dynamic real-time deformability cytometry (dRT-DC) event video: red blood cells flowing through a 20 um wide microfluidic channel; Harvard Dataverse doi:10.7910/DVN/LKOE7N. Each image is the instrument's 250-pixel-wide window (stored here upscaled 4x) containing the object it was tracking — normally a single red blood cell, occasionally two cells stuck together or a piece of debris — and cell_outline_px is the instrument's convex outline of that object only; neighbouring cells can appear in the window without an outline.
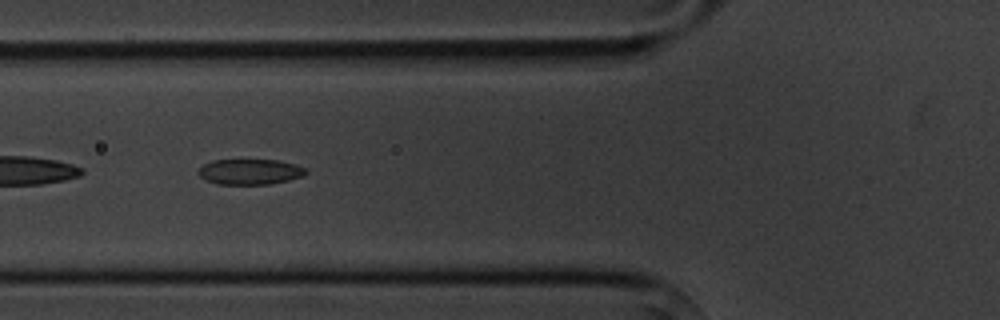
{"species": "common noctule bat (a hibernating species)", "species_latin": "Nyctalus noctula", "temperature_condition": "cold", "stored_images_in_passage": 16, "camera_frame_rate_fps": 3000, "um_per_image_px": 0.085, "animal": {"sex": "male", "body_mass_g": 20.1, "forearm_length_mm": 53.5}, "frame": {"image": 1, "passage_image": 7, "time_ms": 8.0, "image_size_px": [1000, 320], "cell_outline_px": [[308, 172], [304, 176], [288, 180], [268, 184], [216, 184], [204, 180], [196, 172], [204, 164], [212, 160], [280, 160], [304, 168]], "centroid_in_image_um": [21.21, 14.6], "position_along_channel_um": 104.6, "area_um2": 15.95}}
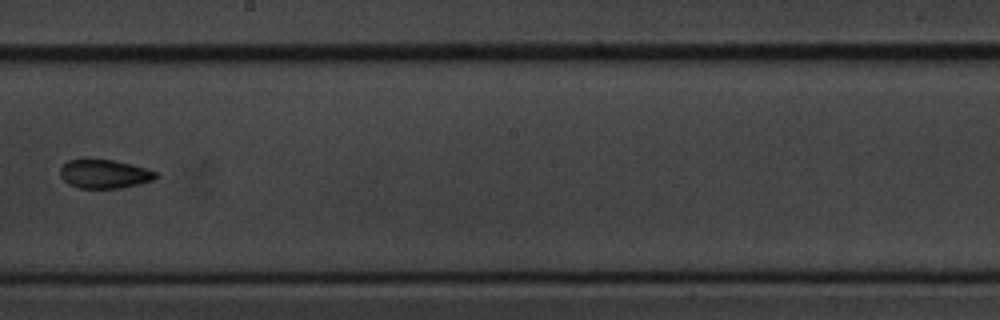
{"frame": {"image": 2, "passage_image": 10, "time_ms": 11.667, "image_size_px": [1000, 320], "cell_outline_px": [[160, 176], [152, 180], [140, 184], [120, 188], [80, 188], [68, 184], [60, 176], [60, 168], [68, 160], [84, 156], [88, 156], [116, 160], [132, 164], [156, 172]], "centroid_in_image_um": [8.83, 14.73], "position_along_channel_um": 239.4, "area_um2": 16.7}}
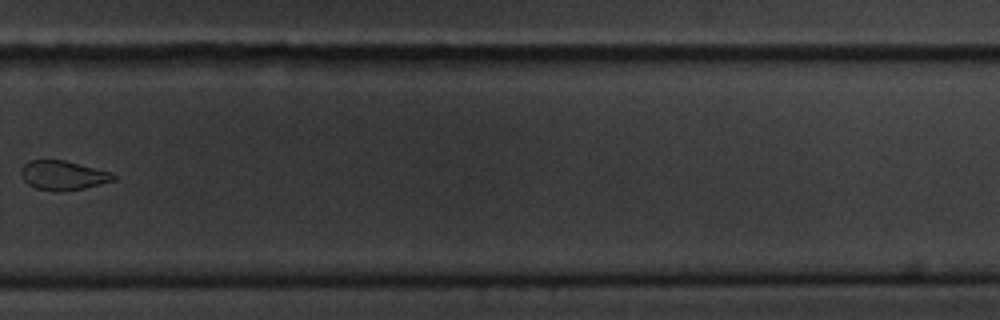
{"frame": {"image": 3, "passage_image": 12, "time_ms": 14.0, "image_size_px": [1000, 320], "cell_outline_px": [[116, 180], [84, 188], [36, 188], [28, 184], [24, 180], [20, 172], [24, 164], [28, 160], [64, 160], [112, 172], [116, 176]], "centroid_in_image_um": [5.38, 14.85], "position_along_channel_um": 324.4, "area_um2": 15.09}, "authors_computed_cell_mechanics": {"area_um2": 16.5308, "velocity_mm_per_s": 3.6667, "shape_relaxation_time_tau1_ms": 2.9116, "shape_relaxation_time_tau2_ms": null, "deformation_change_tau1": 0.0901, "deformation_change_tau2": null}}